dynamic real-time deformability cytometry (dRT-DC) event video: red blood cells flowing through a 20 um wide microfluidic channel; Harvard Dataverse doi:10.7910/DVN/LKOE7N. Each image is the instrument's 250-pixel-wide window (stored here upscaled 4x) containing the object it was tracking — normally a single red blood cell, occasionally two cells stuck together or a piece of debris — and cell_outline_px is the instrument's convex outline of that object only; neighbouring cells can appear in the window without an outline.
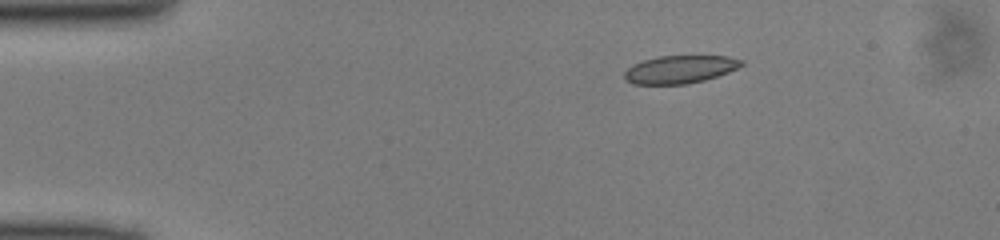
{"species": "common noctule bat (a hibernating species)", "species_latin": "Nyctalus noctula", "temperature_condition": "cold", "stored_images_in_passage": 42, "camera_frame_rate_fps": 3000, "um_per_image_px": 0.085, "animal": {"sex": "male", "body_mass_g": 13.0, "forearm_length_mm": 53.1}, "frame": {"image": 1, "passage_image": 1, "time_ms": 0.0, "image_size_px": [1000, 240], "cell_outline_px": [[744, 64], [728, 72], [704, 80], [688, 84], [632, 84], [624, 80], [624, 72], [632, 64], [656, 56], [728, 56], [744, 60]], "centroid_in_image_um": [57.76, 5.89], "position_along_channel_um": 27.2, "area_um2": 19.07}}
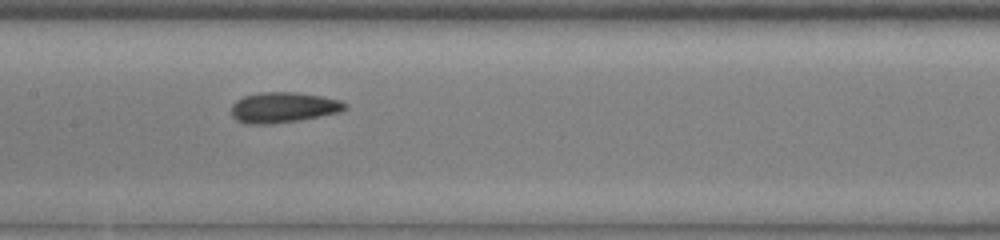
{"frame": {"image": 2, "passage_image": 17, "time_ms": 5.333, "image_size_px": [1000, 240], "cell_outline_px": [[348, 108], [340, 112], [300, 120], [272, 124], [244, 124], [236, 120], [232, 116], [232, 104], [236, 100], [244, 96], [260, 92], [296, 92], [320, 96], [340, 100], [348, 104]], "centroid_in_image_um": [24.08, 9.14], "position_along_channel_um": 183.3, "area_um2": 20.35}}
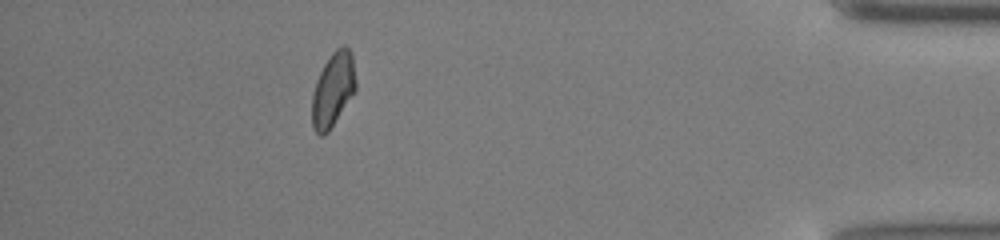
{"frame": {"image": 3, "passage_image": 37, "time_ms": 12.0, "image_size_px": [1000, 240], "cell_outline_px": [[356, 88], [328, 132], [324, 136], [320, 136], [316, 132], [312, 124], [312, 92], [316, 80], [324, 64], [332, 52], [336, 48], [344, 44], [348, 48], [352, 56], [356, 80]], "centroid_in_image_um": [28.29, 7.6], "position_along_channel_um": 406.9, "area_um2": 18.73}}